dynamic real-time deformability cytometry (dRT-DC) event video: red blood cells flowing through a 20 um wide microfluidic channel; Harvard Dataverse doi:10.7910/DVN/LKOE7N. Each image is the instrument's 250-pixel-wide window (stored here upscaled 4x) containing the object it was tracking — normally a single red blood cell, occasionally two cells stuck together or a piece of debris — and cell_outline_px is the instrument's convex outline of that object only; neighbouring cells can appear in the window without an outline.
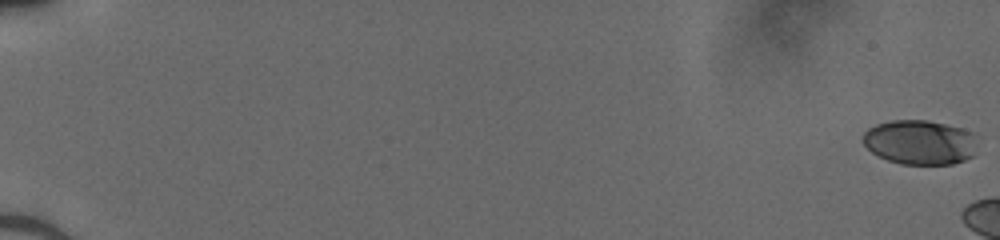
{"species": "human", "species_latin": "Homo sapiens", "temperature_condition": "cold", "stored_images_in_passage": 9, "camera_frame_rate_fps": 3000, "um_per_image_px": 0.085, "donor": {"sex": "male"}, "frame": {"image": 1, "passage_image": 1, "time_ms": 0.0, "image_size_px": [1000, 240], "cell_outline_px": [[972, 156], [964, 160], [952, 164], [900, 164], [888, 160], [872, 152], [864, 144], [864, 132], [868, 128], [876, 124], [892, 120], [928, 120], [960, 128], [972, 132]], "centroid_in_image_um": [78.12, 12.09], "position_along_channel_um": 6.9, "area_um2": 29.13}}